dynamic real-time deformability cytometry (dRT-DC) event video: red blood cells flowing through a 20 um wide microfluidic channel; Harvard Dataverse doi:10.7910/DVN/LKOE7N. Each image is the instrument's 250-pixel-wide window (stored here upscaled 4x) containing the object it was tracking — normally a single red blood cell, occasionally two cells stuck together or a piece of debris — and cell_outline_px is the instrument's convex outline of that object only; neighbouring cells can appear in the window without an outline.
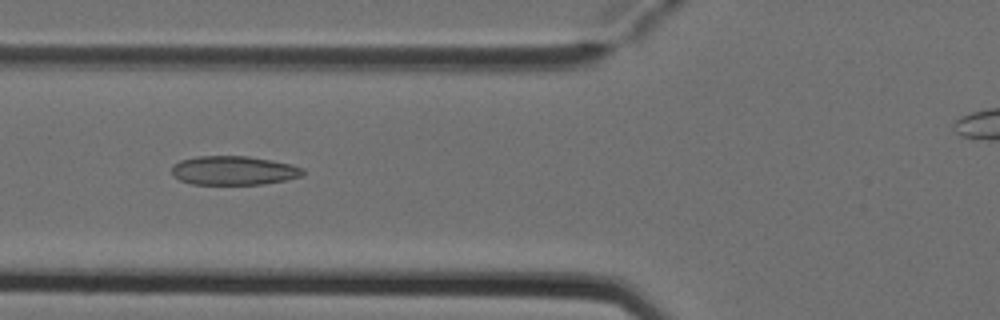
{"species": "Egyptian fruit bat (a non-hibernating species)", "species_latin": "Rousettus aegyptiacus", "temperature_condition": "cold", "stored_images_in_passage": 8, "camera_frame_rate_fps": 3000, "um_per_image_px": 0.085, "animal": {"sex": "female"}, "frame": {"image": 1, "passage_image": 6, "time_ms": 1.667, "image_size_px": [1000, 320], "cell_outline_px": [[304, 172], [300, 176], [284, 180], [264, 184], [192, 184], [180, 180], [172, 176], [172, 164], [180, 160], [196, 156], [248, 156], [272, 160], [292, 164], [304, 168]], "centroid_in_image_um": [19.83, 14.48], "position_along_channel_um": 106.0, "area_um2": 22.25}}
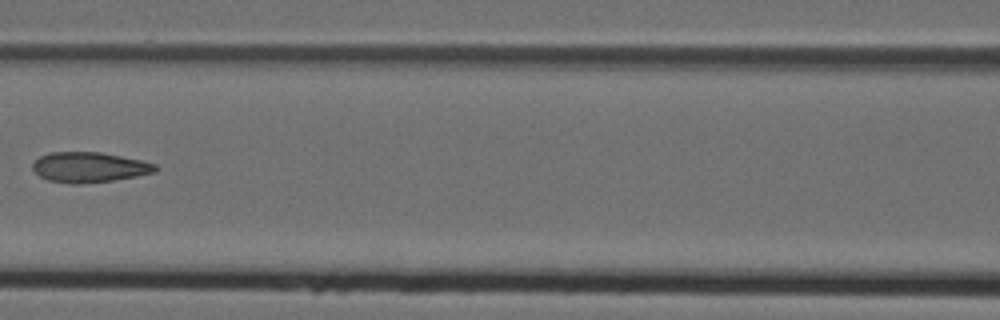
{"frame": {"image": 2, "passage_image": 7, "time_ms": 2.0, "image_size_px": [1000, 320], "cell_outline_px": [[160, 168], [156, 172], [136, 176], [112, 180], [80, 184], [68, 184], [48, 180], [40, 176], [32, 168], [32, 164], [40, 156], [52, 152], [100, 152], [140, 160], [156, 164]], "centroid_in_image_um": [7.59, 14.22], "position_along_channel_um": 159.0, "area_um2": 21.56}}
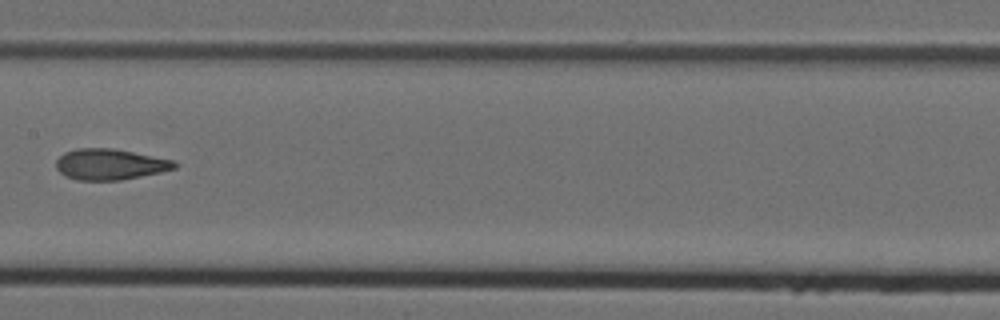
{"frame": {"image": 3, "passage_image": 8, "time_ms": 2.333, "image_size_px": [1000, 320], "cell_outline_px": [[180, 164], [176, 168], [160, 172], [120, 180], [76, 180], [64, 176], [56, 168], [56, 160], [64, 152], [76, 148], [112, 148], [176, 160]], "centroid_in_image_um": [9.36, 13.96], "position_along_channel_um": 198.0, "area_um2": 21.5}}